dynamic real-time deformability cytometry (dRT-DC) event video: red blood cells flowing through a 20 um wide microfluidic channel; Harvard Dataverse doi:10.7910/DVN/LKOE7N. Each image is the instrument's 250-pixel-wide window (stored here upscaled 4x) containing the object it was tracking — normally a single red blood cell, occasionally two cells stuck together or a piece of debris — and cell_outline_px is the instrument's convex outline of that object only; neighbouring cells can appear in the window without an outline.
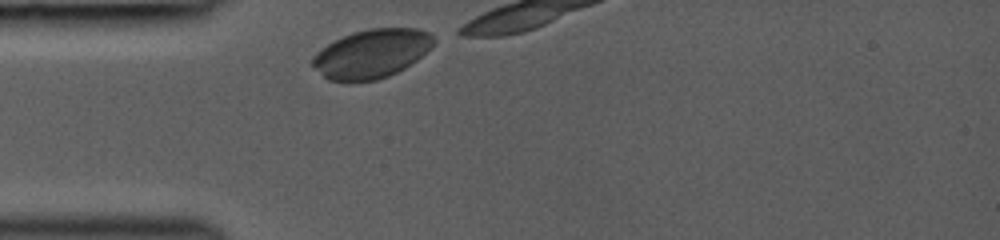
{"species": "common noctule bat (a hibernating species)", "species_latin": "Nyctalus noctula", "temperature_condition": "room temperature", "stored_images_in_passage": 4, "camera_frame_rate_fps": 3000, "um_per_image_px": 0.085, "animal": {"sex": "female", "body_mass_g": 19.0, "forearm_length_mm": 53.3}, "frame": {"image": 1, "passage_image": 1, "time_ms": 0.0, "image_size_px": [1000, 240], "cell_outline_px": [[436, 40], [432, 48], [416, 60], [404, 68], [388, 76], [376, 80], [352, 84], [328, 80], [312, 64], [312, 56], [320, 48], [352, 32], [368, 28], [416, 28], [428, 32]], "centroid_in_image_um": [31.58, 4.58], "position_along_channel_um": 53.4, "area_um2": 34.8}}